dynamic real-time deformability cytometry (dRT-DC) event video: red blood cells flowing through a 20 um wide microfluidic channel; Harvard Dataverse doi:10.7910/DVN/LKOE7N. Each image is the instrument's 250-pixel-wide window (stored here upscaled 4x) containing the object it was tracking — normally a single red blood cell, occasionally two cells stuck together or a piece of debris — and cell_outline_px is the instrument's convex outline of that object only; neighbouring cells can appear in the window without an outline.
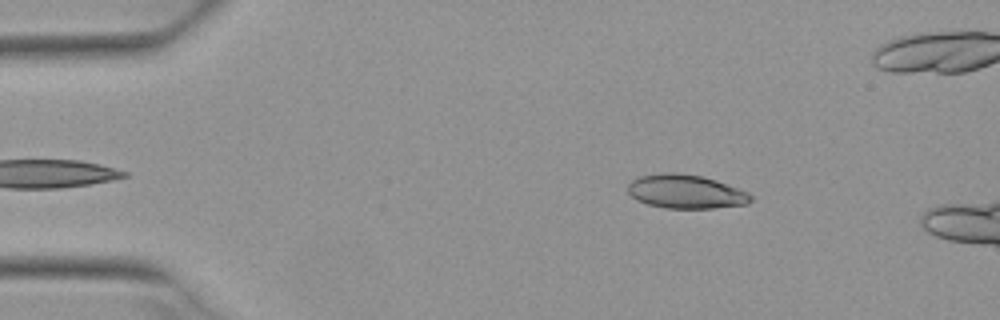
{"species": "Egyptian fruit bat (a non-hibernating species)", "species_latin": "Rousettus aegyptiacus", "temperature_condition": "warm", "stored_images_in_passage": 3, "camera_frame_rate_fps": 3000, "um_per_image_px": 0.085, "animal": {"sex": "female"}, "frame": {"image": 1, "passage_image": 1, "time_ms": 0.0, "image_size_px": [1000, 320], "cell_outline_px": [[752, 200], [748, 204], [716, 208], [664, 208], [648, 204], [636, 200], [628, 192], [628, 184], [636, 176], [660, 172], [676, 172], [704, 176], [716, 180], [748, 192], [752, 196]], "centroid_in_image_um": [58.27, 16.27], "position_along_channel_um": 26.7, "area_um2": 24.57}}